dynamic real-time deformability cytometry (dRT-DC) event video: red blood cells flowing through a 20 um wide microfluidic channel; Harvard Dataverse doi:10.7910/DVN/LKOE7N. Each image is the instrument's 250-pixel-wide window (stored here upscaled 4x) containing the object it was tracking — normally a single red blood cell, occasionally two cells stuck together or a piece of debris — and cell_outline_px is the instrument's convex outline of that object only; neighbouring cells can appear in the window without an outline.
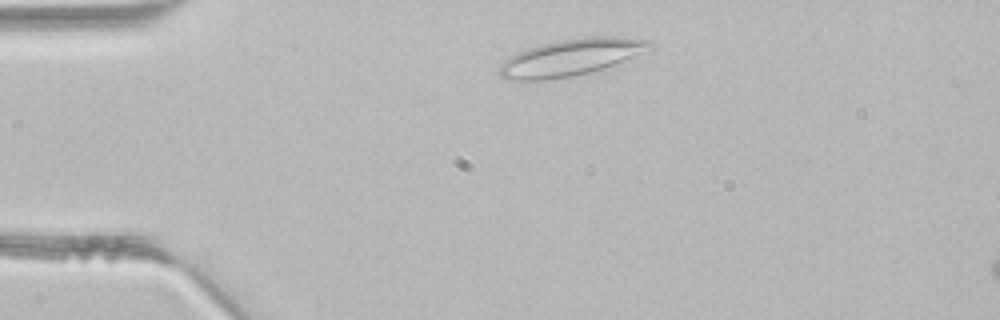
{"species": "common noctule bat (a hibernating species)", "species_latin": "Nyctalus noctula", "temperature_condition": "room temperature", "stored_images_in_passage": 2, "camera_frame_rate_fps": 3000, "um_per_image_px": 0.085, "animal": {"sex": "male", "body_mass_g": 21.5, "forearm_length_mm": 52.0}, "frame": {"image": 1, "passage_image": 1, "time_ms": 0.0, "image_size_px": [1000, 320], "cell_outline_px": [[656, 44], [652, 48], [616, 68], [572, 76], [544, 80], [504, 80], [500, 76], [500, 64], [508, 56], [516, 52], [528, 48], [560, 40], [588, 36], [616, 36], [648, 40]], "centroid_in_image_um": [48.64, 4.89], "position_along_channel_um": 36.4, "area_um2": 33.18}}